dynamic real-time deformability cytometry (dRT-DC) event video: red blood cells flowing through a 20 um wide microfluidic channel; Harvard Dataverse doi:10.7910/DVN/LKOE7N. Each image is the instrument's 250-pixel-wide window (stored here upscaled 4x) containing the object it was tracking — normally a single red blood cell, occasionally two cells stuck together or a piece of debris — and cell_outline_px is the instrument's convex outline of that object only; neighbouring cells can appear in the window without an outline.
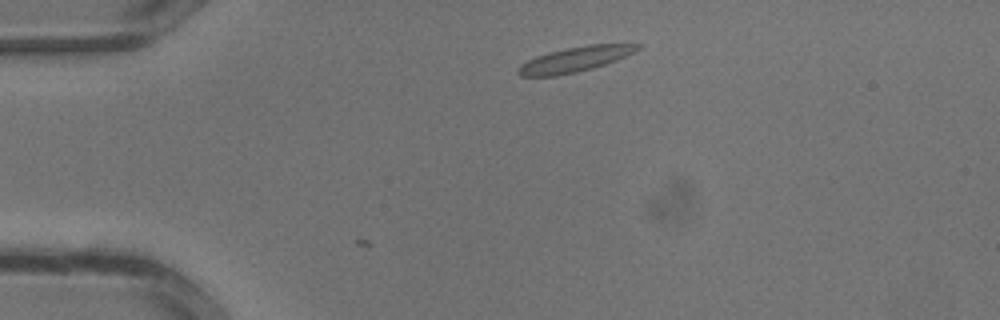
{"species": "common noctule bat (a hibernating species)", "species_latin": "Nyctalus noctula", "temperature_condition": "warm", "stored_images_in_passage": 3, "camera_frame_rate_fps": 3000, "um_per_image_px": 0.085, "animal": {"sex": "male", "body_mass_g": 13.3}, "frame": {"image": 1, "passage_image": 3, "time_ms": 0.667, "image_size_px": [1000, 320], "cell_outline_px": [[644, 44], [640, 48], [616, 60], [592, 68], [576, 72], [556, 76], [520, 76], [516, 72], [520, 64], [536, 56], [568, 48], [588, 44]], "centroid_in_image_um": [48.84, 5.05], "position_along_channel_um": 36.2, "area_um2": 17.11}}